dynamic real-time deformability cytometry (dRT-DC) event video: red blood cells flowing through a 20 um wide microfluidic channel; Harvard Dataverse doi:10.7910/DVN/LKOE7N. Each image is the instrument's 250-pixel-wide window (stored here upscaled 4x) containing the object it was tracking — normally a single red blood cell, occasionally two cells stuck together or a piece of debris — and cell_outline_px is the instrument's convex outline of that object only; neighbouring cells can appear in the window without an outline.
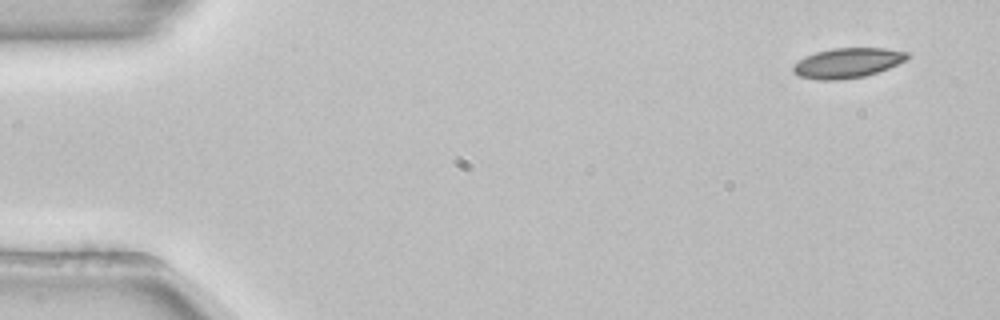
{"species": "common noctule bat (a hibernating species)", "species_latin": "Nyctalus noctula", "temperature_condition": "room temperature", "stored_images_in_passage": 51, "camera_frame_rate_fps": 3000, "um_per_image_px": 0.085, "animal": {"sex": "female", "body_mass_g": 22.7, "forearm_length_mm": 54.2}, "frame": {"image": 1, "passage_image": 1, "time_ms": 0.0, "image_size_px": [1000, 320], "cell_outline_px": [[912, 56], [888, 68], [864, 76], [840, 80], [820, 80], [800, 76], [792, 72], [792, 64], [816, 52], [832, 48], [884, 48], [908, 52]], "centroid_in_image_um": [72.03, 5.35], "position_along_channel_um": 13.0, "area_um2": 19.77}}
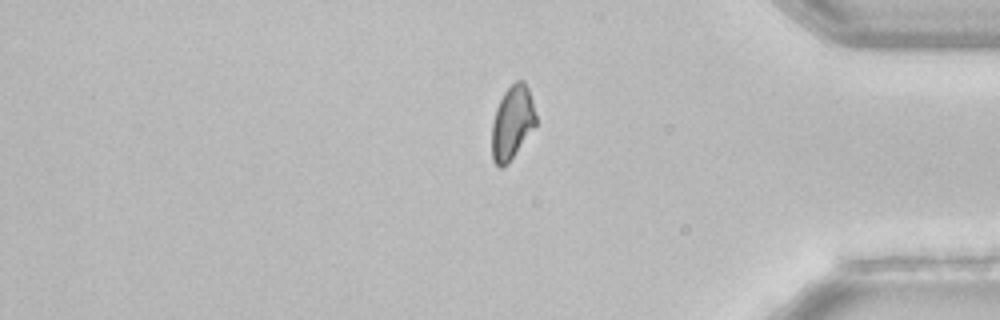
{"frame": {"image": 2, "passage_image": 42, "time_ms": 13.667, "image_size_px": [1000, 320], "cell_outline_px": [[536, 124], [508, 164], [500, 168], [492, 160], [492, 124], [496, 108], [504, 92], [516, 80], [524, 80], [528, 88], [532, 100], [536, 116]], "centroid_in_image_um": [43.53, 10.42], "position_along_channel_um": 391.7, "area_um2": 18.73}}
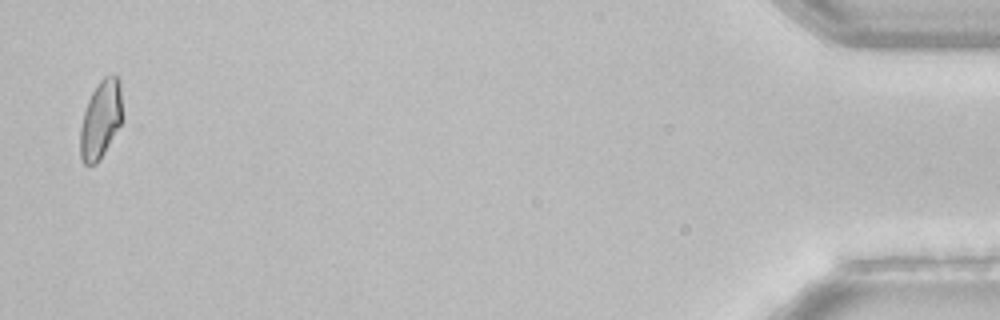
{"frame": {"image": 3, "passage_image": 50, "time_ms": 16.333, "image_size_px": [1000, 320], "cell_outline_px": [[120, 124], [100, 160], [96, 164], [84, 164], [80, 160], [80, 128], [84, 112], [88, 100], [92, 92], [100, 80], [104, 76], [112, 72], [120, 80]], "centroid_in_image_um": [8.52, 10.15], "position_along_channel_um": 426.7, "area_um2": 18.9}, "authors_computed_cell_mechanics": {"area_um2": 19.9988, "velocity_mm_per_s": 3.8747, "shape_relaxation_time_tau1_ms": 4.4776, "shape_relaxation_time_tau2_ms": null, "deformation_change_tau1": 0.0965, "deformation_change_tau2": null}}